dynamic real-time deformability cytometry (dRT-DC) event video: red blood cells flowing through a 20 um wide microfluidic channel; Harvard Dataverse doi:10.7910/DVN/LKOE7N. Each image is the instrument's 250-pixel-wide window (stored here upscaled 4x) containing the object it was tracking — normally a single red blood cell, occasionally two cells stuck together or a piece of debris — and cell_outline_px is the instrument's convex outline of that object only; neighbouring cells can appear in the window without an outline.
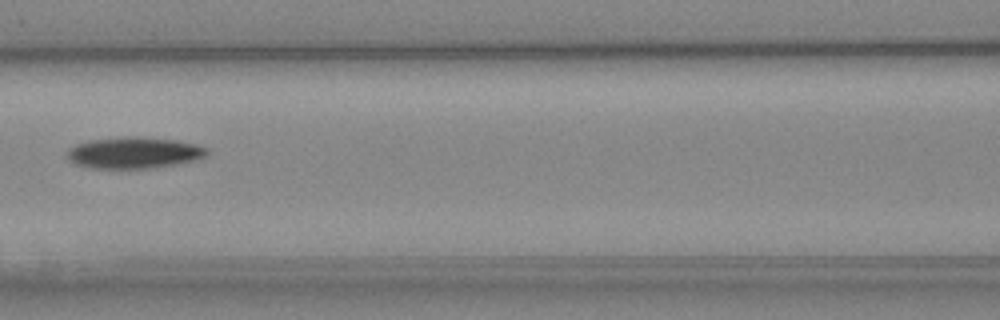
{"species": "Egyptian fruit bat (a non-hibernating species)", "species_latin": "Rousettus aegyptiacus", "temperature_condition": "cold", "stored_images_in_passage": 7, "camera_frame_rate_fps": 3000, "um_per_image_px": 0.085, "animal": {"sex": "female"}, "frame": {"image": 1, "passage_image": 6, "time_ms": 6.667, "image_size_px": [1000, 320], "cell_outline_px": [[208, 156], [196, 160], [176, 164], [152, 168], [92, 168], [72, 164], [68, 160], [68, 148], [76, 144], [92, 140], [128, 136], [140, 136], [176, 140], [196, 144], [208, 148]], "centroid_in_image_um": [11.41, 12.98], "position_along_channel_um": 155.2, "area_um2": 25.78}}
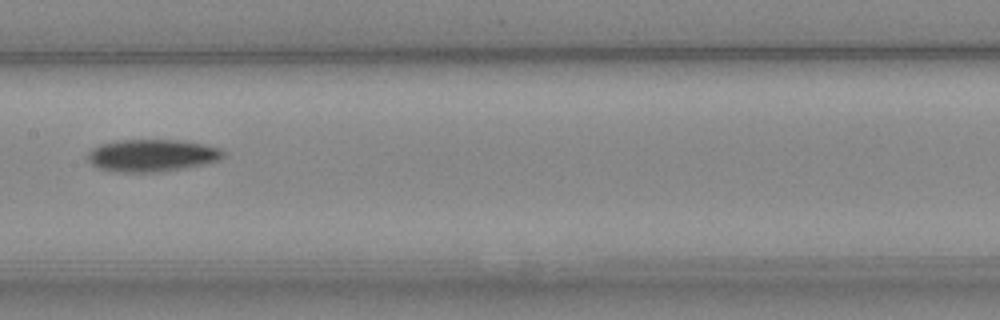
{"frame": {"image": 2, "passage_image": 7, "time_ms": 7.667, "image_size_px": [1000, 320], "cell_outline_px": [[224, 156], [216, 160], [204, 164], [184, 168], [160, 172], [112, 172], [100, 168], [92, 164], [88, 160], [88, 152], [92, 148], [100, 144], [112, 140], [176, 140], [204, 144], [220, 148], [224, 152]], "centroid_in_image_um": [12.87, 13.21], "position_along_channel_um": 194.5, "area_um2": 25.55}}